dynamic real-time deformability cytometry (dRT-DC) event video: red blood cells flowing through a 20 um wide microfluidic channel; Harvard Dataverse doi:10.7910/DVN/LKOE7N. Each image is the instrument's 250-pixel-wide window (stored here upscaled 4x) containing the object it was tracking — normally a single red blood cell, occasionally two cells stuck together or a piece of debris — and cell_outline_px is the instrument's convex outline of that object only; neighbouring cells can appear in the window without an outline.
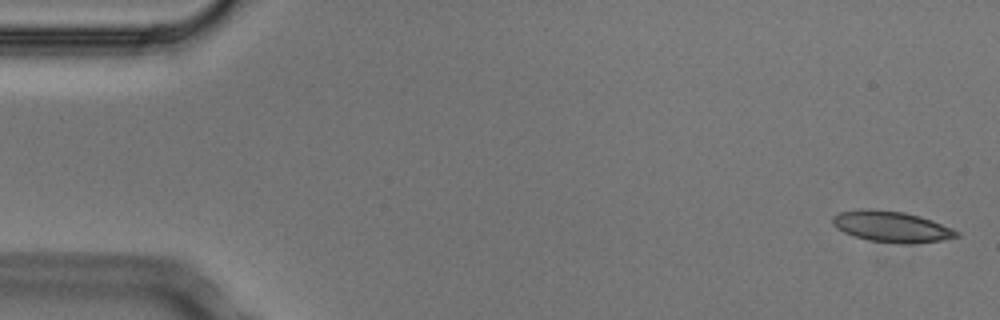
{"species": "Egyptian fruit bat (a non-hibernating species)", "species_latin": "Rousettus aegyptiacus", "temperature_condition": "cold", "stored_images_in_passage": 4, "camera_frame_rate_fps": 3000, "um_per_image_px": 0.085, "animal": {"sex": "male"}, "frame": {"image": 1, "passage_image": 1, "time_ms": 0.0, "image_size_px": [1000, 320], "cell_outline_px": [[960, 236], [940, 240], [912, 244], [900, 244], [868, 240], [844, 232], [836, 228], [832, 224], [832, 216], [840, 212], [860, 208], [868, 208], [904, 212], [920, 216], [932, 220], [952, 228], [960, 232]], "centroid_in_image_um": [75.77, 19.26], "position_along_channel_um": 9.2, "area_um2": 22.54}}
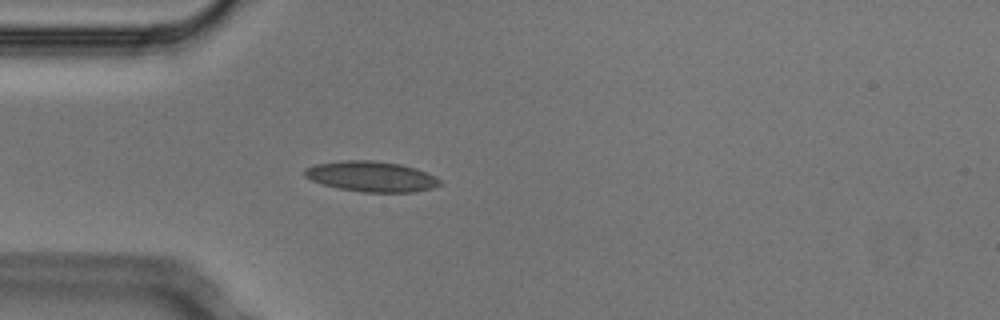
{"frame": {"image": 2, "passage_image": 4, "time_ms": 1.0, "image_size_px": [1000, 320], "cell_outline_px": [[440, 184], [432, 188], [416, 192], [364, 192], [340, 188], [324, 184], [312, 180], [304, 176], [304, 168], [316, 164], [348, 160], [372, 160], [400, 164], [416, 168], [440, 180]], "centroid_in_image_um": [31.55, 15.0], "position_along_channel_um": 53.4, "area_um2": 23.64}}